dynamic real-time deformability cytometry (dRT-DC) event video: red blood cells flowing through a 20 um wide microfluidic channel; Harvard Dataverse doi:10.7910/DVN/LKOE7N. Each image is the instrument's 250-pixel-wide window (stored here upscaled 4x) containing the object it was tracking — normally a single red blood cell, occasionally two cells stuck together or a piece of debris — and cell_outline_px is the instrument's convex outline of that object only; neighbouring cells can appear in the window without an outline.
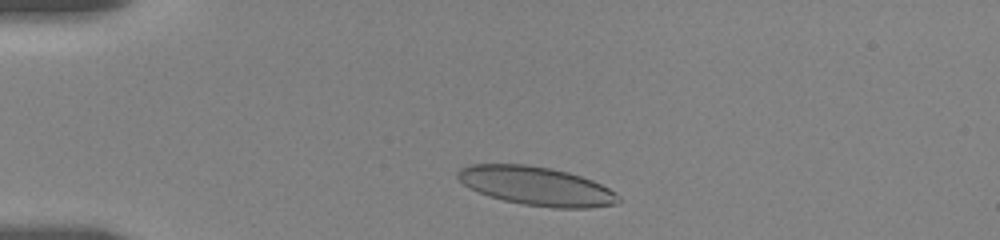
{"species": "human", "species_latin": "Homo sapiens", "temperature_condition": "room temperature", "stored_images_in_passage": 2, "camera_frame_rate_fps": 3000, "um_per_image_px": 0.085, "donor": {"sex": "female"}, "frame": {"image": 1, "passage_image": 1, "time_ms": 0.0, "image_size_px": [1000, 240], "cell_outline_px": [[620, 204], [588, 208], [552, 208], [524, 204], [504, 200], [488, 196], [468, 188], [456, 176], [456, 172], [460, 168], [468, 164], [524, 164], [552, 168], [568, 172], [592, 180], [616, 192], [620, 196]], "centroid_in_image_um": [45.6, 15.81], "position_along_channel_um": 39.4, "area_um2": 36.53}}